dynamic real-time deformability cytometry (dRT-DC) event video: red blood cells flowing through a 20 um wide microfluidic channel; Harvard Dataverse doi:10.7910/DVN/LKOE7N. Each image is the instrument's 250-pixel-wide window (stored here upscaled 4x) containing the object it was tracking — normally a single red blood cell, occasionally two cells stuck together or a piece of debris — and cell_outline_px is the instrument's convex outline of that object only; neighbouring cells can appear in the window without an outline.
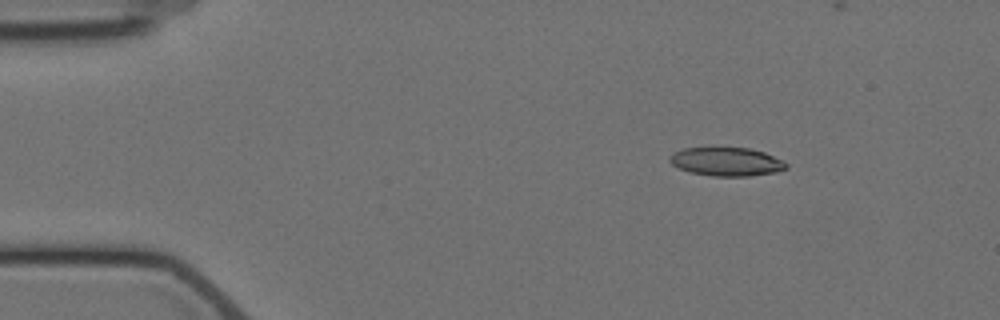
{"species": "Egyptian fruit bat (a non-hibernating species)", "species_latin": "Rousettus aegyptiacus", "temperature_condition": "cold", "stored_images_in_passage": 7, "camera_frame_rate_fps": 3000, "um_per_image_px": 0.085, "animal": {"sex": "female"}, "frame": {"image": 1, "passage_image": 1, "time_ms": 0.0, "image_size_px": [1000, 320], "cell_outline_px": [[788, 168], [776, 172], [748, 176], [712, 176], [688, 172], [672, 164], [668, 160], [676, 152], [684, 148], [720, 144], [748, 148], [764, 152], [784, 160], [788, 164]], "centroid_in_image_um": [61.76, 13.69], "position_along_channel_um": 23.2, "area_um2": 20.23}}
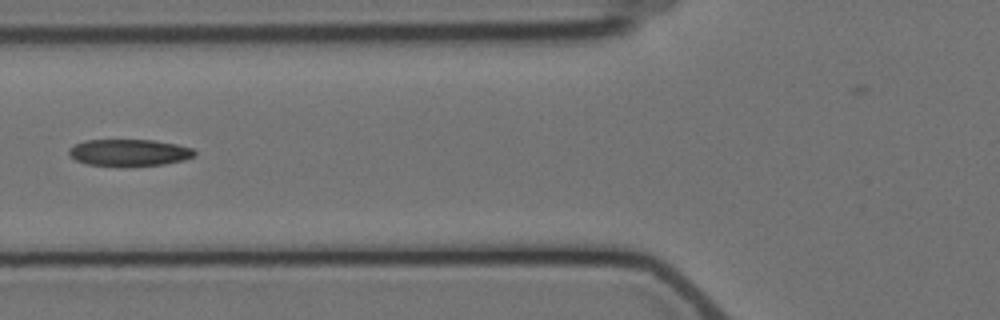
{"frame": {"image": 2, "passage_image": 5, "time_ms": 4.667, "image_size_px": [1000, 320], "cell_outline_px": [[196, 156], [184, 160], [164, 164], [124, 168], [120, 168], [88, 164], [76, 160], [68, 152], [68, 148], [84, 140], [156, 140], [176, 144], [192, 148], [196, 152]], "centroid_in_image_um": [10.99, 13.0], "position_along_channel_um": 114.8, "area_um2": 20.17}}
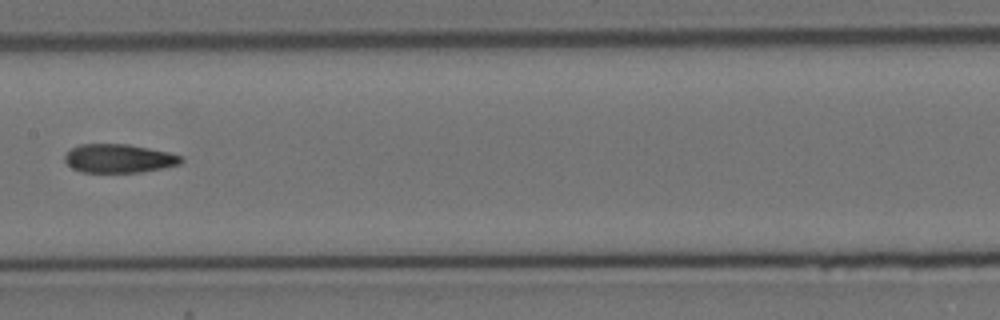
{"frame": {"image": 3, "passage_image": 7, "time_ms": 7.0, "image_size_px": [1000, 320], "cell_outline_px": [[184, 160], [180, 164], [164, 168], [140, 172], [84, 172], [72, 168], [64, 160], [64, 156], [72, 148], [80, 144], [128, 144], [168, 152], [180, 156]], "centroid_in_image_um": [10.11, 13.47], "position_along_channel_um": 197.3, "area_um2": 19.31}}